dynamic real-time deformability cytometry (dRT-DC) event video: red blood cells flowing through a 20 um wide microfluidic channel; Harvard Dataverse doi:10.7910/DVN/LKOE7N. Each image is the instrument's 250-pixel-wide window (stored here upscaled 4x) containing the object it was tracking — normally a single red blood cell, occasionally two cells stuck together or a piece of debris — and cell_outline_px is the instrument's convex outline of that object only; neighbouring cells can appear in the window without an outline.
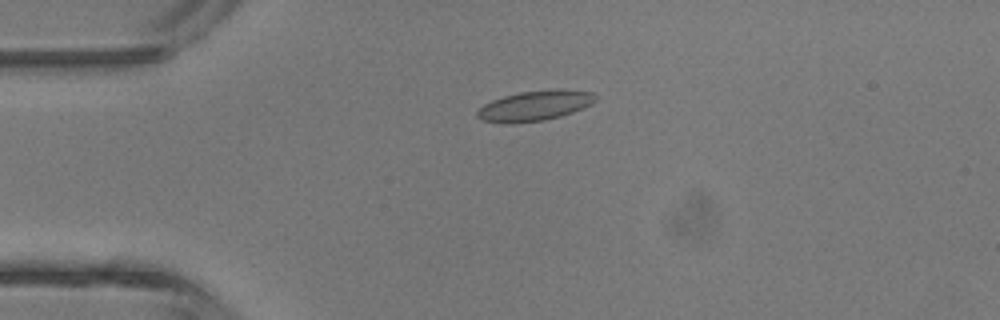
{"species": "common noctule bat (a hibernating species)", "species_latin": "Nyctalus noctula", "temperature_condition": "room temperature", "stored_images_in_passage": 2, "camera_frame_rate_fps": 3000, "um_per_image_px": 0.085, "animal": {"sex": "male", "body_mass_g": 13.3}, "frame": {"image": 1, "passage_image": 2, "time_ms": 2.0, "image_size_px": [1000, 320], "cell_outline_px": [[596, 100], [592, 104], [584, 108], [560, 116], [544, 120], [512, 124], [500, 124], [484, 120], [476, 116], [476, 112], [484, 104], [492, 100], [504, 96], [520, 92], [592, 92], [596, 96]], "centroid_in_image_um": [45.36, 9.05], "position_along_channel_um": 39.6, "area_um2": 19.94}}